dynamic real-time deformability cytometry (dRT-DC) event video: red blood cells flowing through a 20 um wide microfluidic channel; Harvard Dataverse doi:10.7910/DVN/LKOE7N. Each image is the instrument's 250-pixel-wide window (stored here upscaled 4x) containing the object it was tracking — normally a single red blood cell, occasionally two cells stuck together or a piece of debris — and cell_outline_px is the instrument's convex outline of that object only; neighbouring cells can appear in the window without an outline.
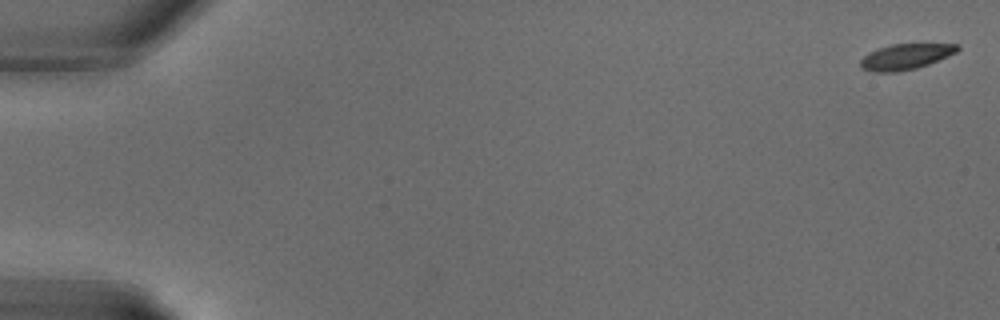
{"species": "common noctule bat (a hibernating species)", "species_latin": "Nyctalus noctula", "temperature_condition": "warm", "stored_images_in_passage": 5, "camera_frame_rate_fps": 3000, "um_per_image_px": 0.085, "animal": {"sex": "male", "body_mass_g": 18.8}, "frame": {"image": 1, "passage_image": 1, "time_ms": 0.0, "image_size_px": [1000, 320], "cell_outline_px": [[960, 48], [956, 52], [948, 56], [928, 64], [916, 68], [900, 72], [876, 72], [860, 68], [860, 60], [868, 52], [892, 44], [960, 44]], "centroid_in_image_um": [76.96, 4.82], "position_along_channel_um": 8.0, "area_um2": 14.45}}